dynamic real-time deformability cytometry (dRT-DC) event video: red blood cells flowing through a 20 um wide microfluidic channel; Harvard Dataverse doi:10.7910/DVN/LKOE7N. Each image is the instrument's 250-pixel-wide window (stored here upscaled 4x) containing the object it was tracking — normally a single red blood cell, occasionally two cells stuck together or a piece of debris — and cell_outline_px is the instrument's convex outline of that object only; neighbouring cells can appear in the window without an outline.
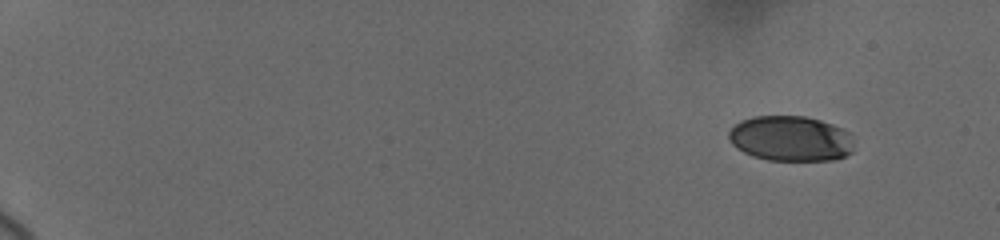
{"species": "human", "species_latin": "Homo sapiens", "temperature_condition": "cold", "stored_images_in_passage": 12, "camera_frame_rate_fps": 3000, "um_per_image_px": 0.085, "donor": {"sex": "female"}, "frame": {"image": 1, "passage_image": 1, "time_ms": 0.0, "image_size_px": [1000, 240], "cell_outline_px": [[852, 152], [836, 160], [768, 160], [752, 156], [736, 148], [728, 140], [728, 132], [740, 120], [752, 116], [804, 116], [820, 120], [832, 124], [848, 132], [852, 140]], "centroid_in_image_um": [67.17, 11.78], "position_along_channel_um": 17.8, "area_um2": 33.12}}
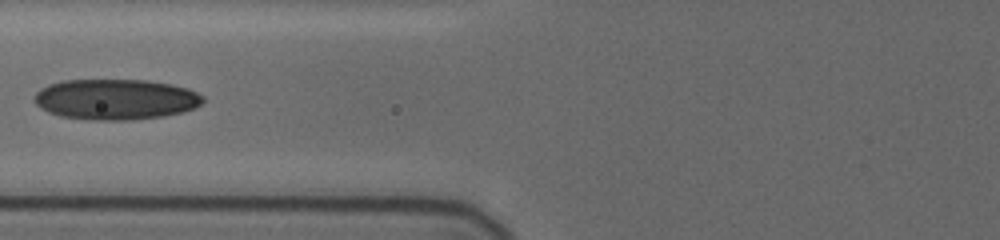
{"frame": {"image": 2, "passage_image": 10, "time_ms": 7.333, "image_size_px": [1000, 240], "cell_outline_px": [[204, 104], [196, 108], [184, 112], [164, 116], [132, 120], [88, 120], [60, 116], [48, 112], [40, 108], [36, 104], [36, 92], [40, 88], [48, 84], [64, 80], [148, 80], [172, 84], [188, 88], [204, 96]], "centroid_in_image_um": [9.87, 8.45], "position_along_channel_um": 115.9, "area_um2": 40.34}}
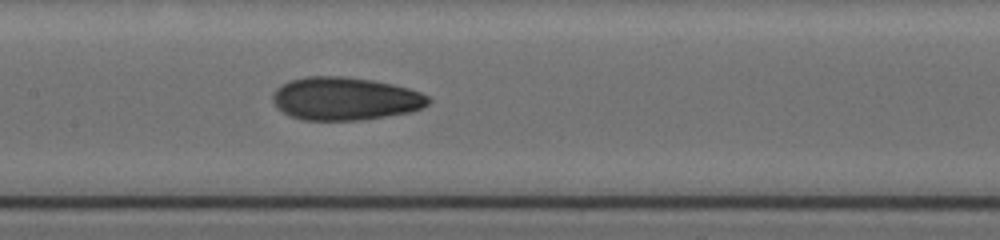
{"frame": {"image": 3, "passage_image": 12, "time_ms": 9.0, "image_size_px": [1000, 240], "cell_outline_px": [[432, 100], [424, 108], [408, 112], [360, 120], [304, 120], [292, 116], [276, 108], [272, 100], [272, 96], [276, 88], [292, 80], [304, 76], [344, 76], [372, 80], [392, 84], [408, 88], [420, 92], [428, 96]], "centroid_in_image_um": [29.33, 8.38], "position_along_channel_um": 178.1, "area_um2": 38.96}}